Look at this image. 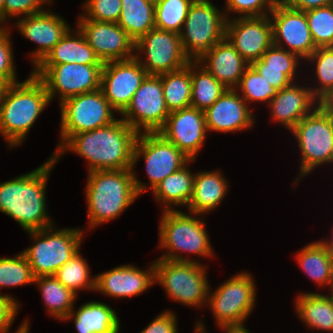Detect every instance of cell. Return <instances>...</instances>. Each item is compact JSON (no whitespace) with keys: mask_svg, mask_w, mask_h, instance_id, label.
I'll return each mask as SVG.
<instances>
[{"mask_svg":"<svg viewBox=\"0 0 333 333\" xmlns=\"http://www.w3.org/2000/svg\"><path fill=\"white\" fill-rule=\"evenodd\" d=\"M137 136L123 119H116L109 125L72 135L52 157L57 161L65 149H69L89 161V172L133 169Z\"/></svg>","mask_w":333,"mask_h":333,"instance_id":"cell-1","label":"cell"},{"mask_svg":"<svg viewBox=\"0 0 333 333\" xmlns=\"http://www.w3.org/2000/svg\"><path fill=\"white\" fill-rule=\"evenodd\" d=\"M56 160H50L31 173L0 183V211L15 219L24 230L53 226L46 213L45 189Z\"/></svg>","mask_w":333,"mask_h":333,"instance_id":"cell-2","label":"cell"},{"mask_svg":"<svg viewBox=\"0 0 333 333\" xmlns=\"http://www.w3.org/2000/svg\"><path fill=\"white\" fill-rule=\"evenodd\" d=\"M145 187L132 169L89 172L85 191L90 227L118 217L146 190Z\"/></svg>","mask_w":333,"mask_h":333,"instance_id":"cell-3","label":"cell"},{"mask_svg":"<svg viewBox=\"0 0 333 333\" xmlns=\"http://www.w3.org/2000/svg\"><path fill=\"white\" fill-rule=\"evenodd\" d=\"M49 101L44 84L33 74L22 83L7 86L0 100V133L11 147L24 140Z\"/></svg>","mask_w":333,"mask_h":333,"instance_id":"cell-4","label":"cell"},{"mask_svg":"<svg viewBox=\"0 0 333 333\" xmlns=\"http://www.w3.org/2000/svg\"><path fill=\"white\" fill-rule=\"evenodd\" d=\"M317 104L311 114L290 130L302 152L301 176L309 174L321 163L333 162V108L328 104Z\"/></svg>","mask_w":333,"mask_h":333,"instance_id":"cell-5","label":"cell"},{"mask_svg":"<svg viewBox=\"0 0 333 333\" xmlns=\"http://www.w3.org/2000/svg\"><path fill=\"white\" fill-rule=\"evenodd\" d=\"M51 228L52 226L27 231L36 239V244L22 253L35 278L54 276L56 271L79 251L82 231L68 228L52 232Z\"/></svg>","mask_w":333,"mask_h":333,"instance_id":"cell-6","label":"cell"},{"mask_svg":"<svg viewBox=\"0 0 333 333\" xmlns=\"http://www.w3.org/2000/svg\"><path fill=\"white\" fill-rule=\"evenodd\" d=\"M228 18L210 1L194 0L179 33L183 50L190 60L197 61L216 43L225 39Z\"/></svg>","mask_w":333,"mask_h":333,"instance_id":"cell-7","label":"cell"},{"mask_svg":"<svg viewBox=\"0 0 333 333\" xmlns=\"http://www.w3.org/2000/svg\"><path fill=\"white\" fill-rule=\"evenodd\" d=\"M160 224V246L169 251L167 255L163 254L161 259L192 261L176 253L179 250L212 256V249L202 221L181 211L170 210L163 213Z\"/></svg>","mask_w":333,"mask_h":333,"instance_id":"cell-8","label":"cell"},{"mask_svg":"<svg viewBox=\"0 0 333 333\" xmlns=\"http://www.w3.org/2000/svg\"><path fill=\"white\" fill-rule=\"evenodd\" d=\"M155 281L164 286L167 294L185 305H201L208 299L209 286L205 267L196 261L157 259L154 263Z\"/></svg>","mask_w":333,"mask_h":333,"instance_id":"cell-9","label":"cell"},{"mask_svg":"<svg viewBox=\"0 0 333 333\" xmlns=\"http://www.w3.org/2000/svg\"><path fill=\"white\" fill-rule=\"evenodd\" d=\"M61 144L74 134L109 125L116 118L102 90L69 97L61 102Z\"/></svg>","mask_w":333,"mask_h":333,"instance_id":"cell-10","label":"cell"},{"mask_svg":"<svg viewBox=\"0 0 333 333\" xmlns=\"http://www.w3.org/2000/svg\"><path fill=\"white\" fill-rule=\"evenodd\" d=\"M35 67L32 74L44 84L50 100L56 92L61 95L62 102L100 88L103 65L65 63L37 64Z\"/></svg>","mask_w":333,"mask_h":333,"instance_id":"cell-11","label":"cell"},{"mask_svg":"<svg viewBox=\"0 0 333 333\" xmlns=\"http://www.w3.org/2000/svg\"><path fill=\"white\" fill-rule=\"evenodd\" d=\"M169 114L161 76L147 75L122 113V119L138 134L141 127L145 133H156L164 126Z\"/></svg>","mask_w":333,"mask_h":333,"instance_id":"cell-12","label":"cell"},{"mask_svg":"<svg viewBox=\"0 0 333 333\" xmlns=\"http://www.w3.org/2000/svg\"><path fill=\"white\" fill-rule=\"evenodd\" d=\"M146 52V62L139 61L148 75H161L179 70L192 60L185 54L180 34L172 31L151 29L135 42V50Z\"/></svg>","mask_w":333,"mask_h":333,"instance_id":"cell-13","label":"cell"},{"mask_svg":"<svg viewBox=\"0 0 333 333\" xmlns=\"http://www.w3.org/2000/svg\"><path fill=\"white\" fill-rule=\"evenodd\" d=\"M208 302L219 326L243 324L255 302V284L248 272L232 277L210 296Z\"/></svg>","mask_w":333,"mask_h":333,"instance_id":"cell-14","label":"cell"},{"mask_svg":"<svg viewBox=\"0 0 333 333\" xmlns=\"http://www.w3.org/2000/svg\"><path fill=\"white\" fill-rule=\"evenodd\" d=\"M142 134H138L134 145L133 168L139 156L143 155L151 188L154 190L164 178L180 170L191 160L158 132Z\"/></svg>","mask_w":333,"mask_h":333,"instance_id":"cell-15","label":"cell"},{"mask_svg":"<svg viewBox=\"0 0 333 333\" xmlns=\"http://www.w3.org/2000/svg\"><path fill=\"white\" fill-rule=\"evenodd\" d=\"M147 75L135 57L107 62L102 67L100 89L111 107L122 114Z\"/></svg>","mask_w":333,"mask_h":333,"instance_id":"cell-16","label":"cell"},{"mask_svg":"<svg viewBox=\"0 0 333 333\" xmlns=\"http://www.w3.org/2000/svg\"><path fill=\"white\" fill-rule=\"evenodd\" d=\"M269 16L239 17L226 23L225 38L251 65L273 45V26Z\"/></svg>","mask_w":333,"mask_h":333,"instance_id":"cell-17","label":"cell"},{"mask_svg":"<svg viewBox=\"0 0 333 333\" xmlns=\"http://www.w3.org/2000/svg\"><path fill=\"white\" fill-rule=\"evenodd\" d=\"M78 26L103 64L135 57V41L118 23L80 20Z\"/></svg>","mask_w":333,"mask_h":333,"instance_id":"cell-18","label":"cell"},{"mask_svg":"<svg viewBox=\"0 0 333 333\" xmlns=\"http://www.w3.org/2000/svg\"><path fill=\"white\" fill-rule=\"evenodd\" d=\"M206 132L204 111L193 107L171 111L164 126L158 131L191 161L195 160Z\"/></svg>","mask_w":333,"mask_h":333,"instance_id":"cell-19","label":"cell"},{"mask_svg":"<svg viewBox=\"0 0 333 333\" xmlns=\"http://www.w3.org/2000/svg\"><path fill=\"white\" fill-rule=\"evenodd\" d=\"M273 26V45L284 40L289 52L307 59L316 49L304 11L287 5L273 6L271 12ZM282 39V40H281Z\"/></svg>","mask_w":333,"mask_h":333,"instance_id":"cell-20","label":"cell"},{"mask_svg":"<svg viewBox=\"0 0 333 333\" xmlns=\"http://www.w3.org/2000/svg\"><path fill=\"white\" fill-rule=\"evenodd\" d=\"M227 89L219 99L204 111L207 131L231 132L252 126L253 118L246 101Z\"/></svg>","mask_w":333,"mask_h":333,"instance_id":"cell-21","label":"cell"},{"mask_svg":"<svg viewBox=\"0 0 333 333\" xmlns=\"http://www.w3.org/2000/svg\"><path fill=\"white\" fill-rule=\"evenodd\" d=\"M19 19L17 26L27 39L39 44L32 60L37 65L69 30L66 22L58 15L44 10L38 14Z\"/></svg>","mask_w":333,"mask_h":333,"instance_id":"cell-22","label":"cell"},{"mask_svg":"<svg viewBox=\"0 0 333 333\" xmlns=\"http://www.w3.org/2000/svg\"><path fill=\"white\" fill-rule=\"evenodd\" d=\"M155 281L154 264L149 271L122 265L95 277V290L113 297H131L144 292Z\"/></svg>","mask_w":333,"mask_h":333,"instance_id":"cell-23","label":"cell"},{"mask_svg":"<svg viewBox=\"0 0 333 333\" xmlns=\"http://www.w3.org/2000/svg\"><path fill=\"white\" fill-rule=\"evenodd\" d=\"M203 61L209 63L203 67L228 89H235L234 86L239 85L245 70L250 66L226 38L197 60L199 64Z\"/></svg>","mask_w":333,"mask_h":333,"instance_id":"cell-24","label":"cell"},{"mask_svg":"<svg viewBox=\"0 0 333 333\" xmlns=\"http://www.w3.org/2000/svg\"><path fill=\"white\" fill-rule=\"evenodd\" d=\"M309 90L311 89L292 84L278 90L277 94L268 101L272 108V118L291 130L301 119L311 113V106L317 103L316 97Z\"/></svg>","mask_w":333,"mask_h":333,"instance_id":"cell-25","label":"cell"},{"mask_svg":"<svg viewBox=\"0 0 333 333\" xmlns=\"http://www.w3.org/2000/svg\"><path fill=\"white\" fill-rule=\"evenodd\" d=\"M298 56L282 45H272L251 66L273 87L278 90L292 84L295 68L298 64Z\"/></svg>","mask_w":333,"mask_h":333,"instance_id":"cell-26","label":"cell"},{"mask_svg":"<svg viewBox=\"0 0 333 333\" xmlns=\"http://www.w3.org/2000/svg\"><path fill=\"white\" fill-rule=\"evenodd\" d=\"M77 34L78 37H74L69 29L38 64L103 65L79 28Z\"/></svg>","mask_w":333,"mask_h":333,"instance_id":"cell-27","label":"cell"},{"mask_svg":"<svg viewBox=\"0 0 333 333\" xmlns=\"http://www.w3.org/2000/svg\"><path fill=\"white\" fill-rule=\"evenodd\" d=\"M74 319L78 333H118L119 319L116 312L101 302L83 304L77 312L71 311L63 320Z\"/></svg>","mask_w":333,"mask_h":333,"instance_id":"cell-28","label":"cell"},{"mask_svg":"<svg viewBox=\"0 0 333 333\" xmlns=\"http://www.w3.org/2000/svg\"><path fill=\"white\" fill-rule=\"evenodd\" d=\"M227 188L226 180L219 172H201L195 175L189 210L196 215L213 210L222 202Z\"/></svg>","mask_w":333,"mask_h":333,"instance_id":"cell-29","label":"cell"},{"mask_svg":"<svg viewBox=\"0 0 333 333\" xmlns=\"http://www.w3.org/2000/svg\"><path fill=\"white\" fill-rule=\"evenodd\" d=\"M118 25L136 42L155 28V4L148 0H121Z\"/></svg>","mask_w":333,"mask_h":333,"instance_id":"cell-30","label":"cell"},{"mask_svg":"<svg viewBox=\"0 0 333 333\" xmlns=\"http://www.w3.org/2000/svg\"><path fill=\"white\" fill-rule=\"evenodd\" d=\"M183 166L180 170L164 178L153 190L159 202H165L164 211H170L171 203L174 205L188 206L192 197L195 175Z\"/></svg>","mask_w":333,"mask_h":333,"instance_id":"cell-31","label":"cell"},{"mask_svg":"<svg viewBox=\"0 0 333 333\" xmlns=\"http://www.w3.org/2000/svg\"><path fill=\"white\" fill-rule=\"evenodd\" d=\"M296 302L298 314L309 327L333 332V302L330 297L301 293Z\"/></svg>","mask_w":333,"mask_h":333,"instance_id":"cell-32","label":"cell"},{"mask_svg":"<svg viewBox=\"0 0 333 333\" xmlns=\"http://www.w3.org/2000/svg\"><path fill=\"white\" fill-rule=\"evenodd\" d=\"M160 76L168 110L171 112L191 107V62L179 70Z\"/></svg>","mask_w":333,"mask_h":333,"instance_id":"cell-33","label":"cell"},{"mask_svg":"<svg viewBox=\"0 0 333 333\" xmlns=\"http://www.w3.org/2000/svg\"><path fill=\"white\" fill-rule=\"evenodd\" d=\"M40 286L42 298L49 313L59 319L68 316L73 307L76 294L60 283L55 276H41L35 278Z\"/></svg>","mask_w":333,"mask_h":333,"instance_id":"cell-34","label":"cell"},{"mask_svg":"<svg viewBox=\"0 0 333 333\" xmlns=\"http://www.w3.org/2000/svg\"><path fill=\"white\" fill-rule=\"evenodd\" d=\"M199 65L197 61H191V86L192 97L191 107L205 111L211 107L219 97L228 89L222 83L217 81L204 67L196 71ZM193 70V71H192Z\"/></svg>","mask_w":333,"mask_h":333,"instance_id":"cell-35","label":"cell"},{"mask_svg":"<svg viewBox=\"0 0 333 333\" xmlns=\"http://www.w3.org/2000/svg\"><path fill=\"white\" fill-rule=\"evenodd\" d=\"M296 259L306 274L319 285L330 284L332 254L320 242L308 244Z\"/></svg>","mask_w":333,"mask_h":333,"instance_id":"cell-36","label":"cell"},{"mask_svg":"<svg viewBox=\"0 0 333 333\" xmlns=\"http://www.w3.org/2000/svg\"><path fill=\"white\" fill-rule=\"evenodd\" d=\"M194 0H158L155 3V28L180 33Z\"/></svg>","mask_w":333,"mask_h":333,"instance_id":"cell-37","label":"cell"},{"mask_svg":"<svg viewBox=\"0 0 333 333\" xmlns=\"http://www.w3.org/2000/svg\"><path fill=\"white\" fill-rule=\"evenodd\" d=\"M307 59L317 61L316 74L322 84L310 91L319 103L327 104L333 98V46L318 47Z\"/></svg>","mask_w":333,"mask_h":333,"instance_id":"cell-38","label":"cell"},{"mask_svg":"<svg viewBox=\"0 0 333 333\" xmlns=\"http://www.w3.org/2000/svg\"><path fill=\"white\" fill-rule=\"evenodd\" d=\"M88 264L80 256L79 251L61 266L55 273V278L75 294L78 289L95 290V278L89 280Z\"/></svg>","mask_w":333,"mask_h":333,"instance_id":"cell-39","label":"cell"},{"mask_svg":"<svg viewBox=\"0 0 333 333\" xmlns=\"http://www.w3.org/2000/svg\"><path fill=\"white\" fill-rule=\"evenodd\" d=\"M315 46H333V8L331 5L305 11Z\"/></svg>","mask_w":333,"mask_h":333,"instance_id":"cell-40","label":"cell"},{"mask_svg":"<svg viewBox=\"0 0 333 333\" xmlns=\"http://www.w3.org/2000/svg\"><path fill=\"white\" fill-rule=\"evenodd\" d=\"M35 276L23 253L13 258H0V287L33 283Z\"/></svg>","mask_w":333,"mask_h":333,"instance_id":"cell-41","label":"cell"},{"mask_svg":"<svg viewBox=\"0 0 333 333\" xmlns=\"http://www.w3.org/2000/svg\"><path fill=\"white\" fill-rule=\"evenodd\" d=\"M239 86L246 102L271 100L278 92L251 65L245 70Z\"/></svg>","mask_w":333,"mask_h":333,"instance_id":"cell-42","label":"cell"},{"mask_svg":"<svg viewBox=\"0 0 333 333\" xmlns=\"http://www.w3.org/2000/svg\"><path fill=\"white\" fill-rule=\"evenodd\" d=\"M84 6L88 16L80 20L117 23L122 11L121 0H88Z\"/></svg>","mask_w":333,"mask_h":333,"instance_id":"cell-43","label":"cell"},{"mask_svg":"<svg viewBox=\"0 0 333 333\" xmlns=\"http://www.w3.org/2000/svg\"><path fill=\"white\" fill-rule=\"evenodd\" d=\"M7 29L0 27V78L8 84H15L16 74L13 66L11 41Z\"/></svg>","mask_w":333,"mask_h":333,"instance_id":"cell-44","label":"cell"},{"mask_svg":"<svg viewBox=\"0 0 333 333\" xmlns=\"http://www.w3.org/2000/svg\"><path fill=\"white\" fill-rule=\"evenodd\" d=\"M227 9L231 12H238L243 14V17H258L268 14L266 11H262L268 7L267 10L270 13L273 6L267 0H226Z\"/></svg>","mask_w":333,"mask_h":333,"instance_id":"cell-45","label":"cell"},{"mask_svg":"<svg viewBox=\"0 0 333 333\" xmlns=\"http://www.w3.org/2000/svg\"><path fill=\"white\" fill-rule=\"evenodd\" d=\"M51 0H6L4 4V21L8 15L17 16L24 14L26 16L42 12L40 5Z\"/></svg>","mask_w":333,"mask_h":333,"instance_id":"cell-46","label":"cell"},{"mask_svg":"<svg viewBox=\"0 0 333 333\" xmlns=\"http://www.w3.org/2000/svg\"><path fill=\"white\" fill-rule=\"evenodd\" d=\"M17 301L11 296L0 295V333H7L18 310Z\"/></svg>","mask_w":333,"mask_h":333,"instance_id":"cell-47","label":"cell"},{"mask_svg":"<svg viewBox=\"0 0 333 333\" xmlns=\"http://www.w3.org/2000/svg\"><path fill=\"white\" fill-rule=\"evenodd\" d=\"M176 317L172 312L161 313L141 333H177Z\"/></svg>","mask_w":333,"mask_h":333,"instance_id":"cell-48","label":"cell"},{"mask_svg":"<svg viewBox=\"0 0 333 333\" xmlns=\"http://www.w3.org/2000/svg\"><path fill=\"white\" fill-rule=\"evenodd\" d=\"M331 1L332 0H288L286 5L290 8L305 12L319 7L331 5Z\"/></svg>","mask_w":333,"mask_h":333,"instance_id":"cell-49","label":"cell"},{"mask_svg":"<svg viewBox=\"0 0 333 333\" xmlns=\"http://www.w3.org/2000/svg\"><path fill=\"white\" fill-rule=\"evenodd\" d=\"M221 327L225 329L226 333H250L243 324L224 325Z\"/></svg>","mask_w":333,"mask_h":333,"instance_id":"cell-50","label":"cell"},{"mask_svg":"<svg viewBox=\"0 0 333 333\" xmlns=\"http://www.w3.org/2000/svg\"><path fill=\"white\" fill-rule=\"evenodd\" d=\"M8 85L9 84L5 80H3L2 78H0V100L3 97L4 92H5V90H6V88H7Z\"/></svg>","mask_w":333,"mask_h":333,"instance_id":"cell-51","label":"cell"},{"mask_svg":"<svg viewBox=\"0 0 333 333\" xmlns=\"http://www.w3.org/2000/svg\"><path fill=\"white\" fill-rule=\"evenodd\" d=\"M320 243L333 255V239H332V242L331 241L330 242L320 241Z\"/></svg>","mask_w":333,"mask_h":333,"instance_id":"cell-52","label":"cell"},{"mask_svg":"<svg viewBox=\"0 0 333 333\" xmlns=\"http://www.w3.org/2000/svg\"><path fill=\"white\" fill-rule=\"evenodd\" d=\"M272 6L286 5L288 0H267Z\"/></svg>","mask_w":333,"mask_h":333,"instance_id":"cell-53","label":"cell"},{"mask_svg":"<svg viewBox=\"0 0 333 333\" xmlns=\"http://www.w3.org/2000/svg\"><path fill=\"white\" fill-rule=\"evenodd\" d=\"M28 325L29 324H28V322L26 320V322H24L23 325H21L19 327V329H18V331L16 333H28V330H29Z\"/></svg>","mask_w":333,"mask_h":333,"instance_id":"cell-54","label":"cell"},{"mask_svg":"<svg viewBox=\"0 0 333 333\" xmlns=\"http://www.w3.org/2000/svg\"><path fill=\"white\" fill-rule=\"evenodd\" d=\"M6 0H0V23L4 21V4Z\"/></svg>","mask_w":333,"mask_h":333,"instance_id":"cell-55","label":"cell"},{"mask_svg":"<svg viewBox=\"0 0 333 333\" xmlns=\"http://www.w3.org/2000/svg\"><path fill=\"white\" fill-rule=\"evenodd\" d=\"M197 326H196V333H205V329H203L204 327V325H203V323H201V321H200V323L198 322V324H196Z\"/></svg>","mask_w":333,"mask_h":333,"instance_id":"cell-56","label":"cell"},{"mask_svg":"<svg viewBox=\"0 0 333 333\" xmlns=\"http://www.w3.org/2000/svg\"><path fill=\"white\" fill-rule=\"evenodd\" d=\"M330 284H333V255H332V270H331V280Z\"/></svg>","mask_w":333,"mask_h":333,"instance_id":"cell-57","label":"cell"},{"mask_svg":"<svg viewBox=\"0 0 333 333\" xmlns=\"http://www.w3.org/2000/svg\"><path fill=\"white\" fill-rule=\"evenodd\" d=\"M331 108H333V98L327 103Z\"/></svg>","mask_w":333,"mask_h":333,"instance_id":"cell-58","label":"cell"},{"mask_svg":"<svg viewBox=\"0 0 333 333\" xmlns=\"http://www.w3.org/2000/svg\"><path fill=\"white\" fill-rule=\"evenodd\" d=\"M331 288H332V292H333V284H330ZM332 296L330 297L331 301L333 302V293L331 294Z\"/></svg>","mask_w":333,"mask_h":333,"instance_id":"cell-59","label":"cell"},{"mask_svg":"<svg viewBox=\"0 0 333 333\" xmlns=\"http://www.w3.org/2000/svg\"><path fill=\"white\" fill-rule=\"evenodd\" d=\"M150 2H153L154 4L158 2V0H148Z\"/></svg>","mask_w":333,"mask_h":333,"instance_id":"cell-60","label":"cell"}]
</instances>
